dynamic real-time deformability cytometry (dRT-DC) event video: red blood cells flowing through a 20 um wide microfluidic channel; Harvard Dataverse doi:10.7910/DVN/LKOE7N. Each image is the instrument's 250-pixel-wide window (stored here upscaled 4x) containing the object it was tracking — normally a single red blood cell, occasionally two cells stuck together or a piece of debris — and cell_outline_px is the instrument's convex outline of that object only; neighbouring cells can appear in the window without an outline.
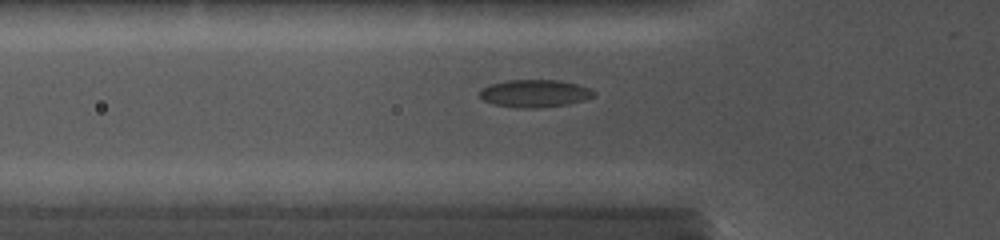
{"species": "common noctule bat (a hibernating species)", "species_latin": "Nyctalus noctula", "temperature_condition": "cold", "stored_images_in_passage": 56, "camera_frame_rate_fps": 5000, "um_per_image_px": 0.085, "animal": {"sex": "female", "body_mass_g": 19.0, "forearm_length_mm": 56.7}, "frame": {"image": 1, "passage_image": 2, "time_ms": 0.2, "image_size_px": [1000, 240], "cell_outline_px": [[596, 96], [584, 100], [568, 104], [540, 108], [520, 108], [496, 104], [484, 100], [480, 96], [480, 88], [492, 84], [508, 80], [556, 80], [576, 84], [592, 88], [596, 92]], "centroid_in_image_um": [45.51, 7.94], "position_along_channel_um": 80.3, "area_um2": 18.32}}
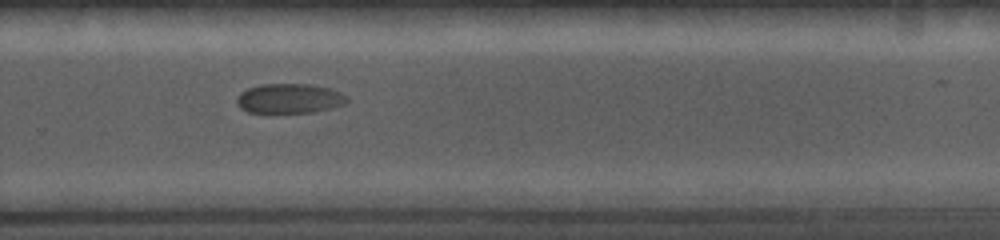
{"frame": {"image": 2, "passage_image": 31, "time_ms": 6.0, "image_size_px": [1000, 240], "cell_outline_px": [[348, 100], [344, 104], [312, 112], [272, 116], [248, 112], [240, 108], [236, 104], [236, 100], [240, 92], [248, 88], [260, 84], [308, 84], [332, 88], [348, 96]], "centroid_in_image_um": [24.54, 8.41], "position_along_channel_um": 305.3, "area_um2": 19.94}}
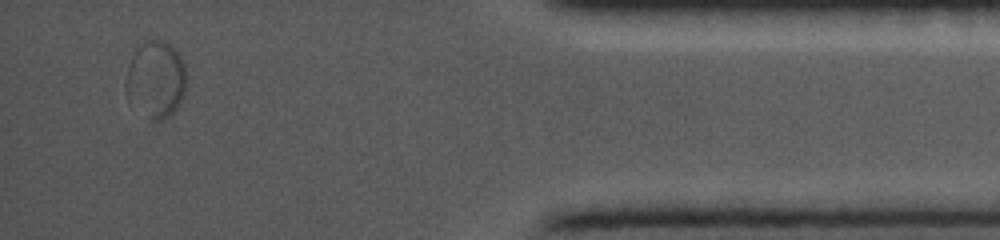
{"frame": {"image": 3, "passage_image": 51, "time_ms": 10.0, "image_size_px": [1000, 240], "cell_outline_px": [[184, 92], [176, 108], [168, 116], [160, 120], [152, 120], [128, 104], [124, 88], [124, 80], [128, 64], [136, 48], [144, 40], [164, 40], [180, 56], [184, 64]], "centroid_in_image_um": [13.15, 6.76], "position_along_channel_um": 422.1, "area_um2": 27.28}}